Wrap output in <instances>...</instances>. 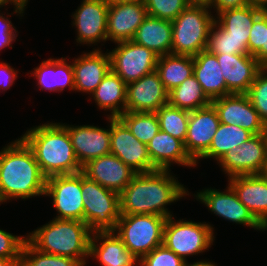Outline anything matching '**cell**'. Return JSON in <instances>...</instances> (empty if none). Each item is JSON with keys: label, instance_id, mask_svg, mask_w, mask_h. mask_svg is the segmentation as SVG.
Masks as SVG:
<instances>
[{"label": "cell", "instance_id": "cell-1", "mask_svg": "<svg viewBox=\"0 0 267 266\" xmlns=\"http://www.w3.org/2000/svg\"><path fill=\"white\" fill-rule=\"evenodd\" d=\"M168 170L136 173L120 193V213L127 215L151 214L171 217L166 205L187 194Z\"/></svg>", "mask_w": 267, "mask_h": 266}, {"label": "cell", "instance_id": "cell-2", "mask_svg": "<svg viewBox=\"0 0 267 266\" xmlns=\"http://www.w3.org/2000/svg\"><path fill=\"white\" fill-rule=\"evenodd\" d=\"M46 177L32 150L21 139L0 151V203L11 198L45 196Z\"/></svg>", "mask_w": 267, "mask_h": 266}, {"label": "cell", "instance_id": "cell-3", "mask_svg": "<svg viewBox=\"0 0 267 266\" xmlns=\"http://www.w3.org/2000/svg\"><path fill=\"white\" fill-rule=\"evenodd\" d=\"M21 139L32 150L46 178L82 171L76 159L70 135L62 124L39 125L29 129Z\"/></svg>", "mask_w": 267, "mask_h": 266}, {"label": "cell", "instance_id": "cell-4", "mask_svg": "<svg viewBox=\"0 0 267 266\" xmlns=\"http://www.w3.org/2000/svg\"><path fill=\"white\" fill-rule=\"evenodd\" d=\"M91 234L83 221L55 218L30 233L26 240L38 251L71 257L85 266Z\"/></svg>", "mask_w": 267, "mask_h": 266}, {"label": "cell", "instance_id": "cell-5", "mask_svg": "<svg viewBox=\"0 0 267 266\" xmlns=\"http://www.w3.org/2000/svg\"><path fill=\"white\" fill-rule=\"evenodd\" d=\"M203 6H188L172 21L171 54L195 56L207 48L215 17Z\"/></svg>", "mask_w": 267, "mask_h": 266}, {"label": "cell", "instance_id": "cell-6", "mask_svg": "<svg viewBox=\"0 0 267 266\" xmlns=\"http://www.w3.org/2000/svg\"><path fill=\"white\" fill-rule=\"evenodd\" d=\"M84 222L93 232L114 231L119 220L120 194L89 179L81 171Z\"/></svg>", "mask_w": 267, "mask_h": 266}, {"label": "cell", "instance_id": "cell-7", "mask_svg": "<svg viewBox=\"0 0 267 266\" xmlns=\"http://www.w3.org/2000/svg\"><path fill=\"white\" fill-rule=\"evenodd\" d=\"M166 217L151 214H121L114 232L139 260L163 245Z\"/></svg>", "mask_w": 267, "mask_h": 266}, {"label": "cell", "instance_id": "cell-8", "mask_svg": "<svg viewBox=\"0 0 267 266\" xmlns=\"http://www.w3.org/2000/svg\"><path fill=\"white\" fill-rule=\"evenodd\" d=\"M211 225L192 221L179 220L171 217L166 219L163 229V245L186 261V256L205 252L214 240Z\"/></svg>", "mask_w": 267, "mask_h": 266}, {"label": "cell", "instance_id": "cell-9", "mask_svg": "<svg viewBox=\"0 0 267 266\" xmlns=\"http://www.w3.org/2000/svg\"><path fill=\"white\" fill-rule=\"evenodd\" d=\"M109 52L111 70L126 84L136 81L156 70L158 55L132 40L118 42Z\"/></svg>", "mask_w": 267, "mask_h": 266}, {"label": "cell", "instance_id": "cell-10", "mask_svg": "<svg viewBox=\"0 0 267 266\" xmlns=\"http://www.w3.org/2000/svg\"><path fill=\"white\" fill-rule=\"evenodd\" d=\"M45 195L52 197L54 208L58 212L56 219L84 222L81 172L46 178Z\"/></svg>", "mask_w": 267, "mask_h": 266}, {"label": "cell", "instance_id": "cell-11", "mask_svg": "<svg viewBox=\"0 0 267 266\" xmlns=\"http://www.w3.org/2000/svg\"><path fill=\"white\" fill-rule=\"evenodd\" d=\"M107 119L110 121L111 154L136 173L157 170L151 162L147 145L137 140L119 117Z\"/></svg>", "mask_w": 267, "mask_h": 266}, {"label": "cell", "instance_id": "cell-12", "mask_svg": "<svg viewBox=\"0 0 267 266\" xmlns=\"http://www.w3.org/2000/svg\"><path fill=\"white\" fill-rule=\"evenodd\" d=\"M218 163L229 178L263 174L267 165V142L264 133L253 135L241 146L228 151Z\"/></svg>", "mask_w": 267, "mask_h": 266}, {"label": "cell", "instance_id": "cell-13", "mask_svg": "<svg viewBox=\"0 0 267 266\" xmlns=\"http://www.w3.org/2000/svg\"><path fill=\"white\" fill-rule=\"evenodd\" d=\"M219 121L223 124L237 125L253 135L262 134L266 125L254 109L247 94L232 93L211 101Z\"/></svg>", "mask_w": 267, "mask_h": 266}, {"label": "cell", "instance_id": "cell-14", "mask_svg": "<svg viewBox=\"0 0 267 266\" xmlns=\"http://www.w3.org/2000/svg\"><path fill=\"white\" fill-rule=\"evenodd\" d=\"M168 94L158 72L155 70L127 84V112H156L168 104Z\"/></svg>", "mask_w": 267, "mask_h": 266}, {"label": "cell", "instance_id": "cell-15", "mask_svg": "<svg viewBox=\"0 0 267 266\" xmlns=\"http://www.w3.org/2000/svg\"><path fill=\"white\" fill-rule=\"evenodd\" d=\"M226 192L217 189H205L197 193L196 198L203 202L210 211L220 217L254 229L265 227L253 216V214L238 199L232 187L228 184Z\"/></svg>", "mask_w": 267, "mask_h": 266}, {"label": "cell", "instance_id": "cell-16", "mask_svg": "<svg viewBox=\"0 0 267 266\" xmlns=\"http://www.w3.org/2000/svg\"><path fill=\"white\" fill-rule=\"evenodd\" d=\"M219 124L218 113L212 104L190 111L184 146L196 165L198 159L209 149Z\"/></svg>", "mask_w": 267, "mask_h": 266}, {"label": "cell", "instance_id": "cell-17", "mask_svg": "<svg viewBox=\"0 0 267 266\" xmlns=\"http://www.w3.org/2000/svg\"><path fill=\"white\" fill-rule=\"evenodd\" d=\"M147 16L144 0L109 5L107 39L115 43L132 40Z\"/></svg>", "mask_w": 267, "mask_h": 266}, {"label": "cell", "instance_id": "cell-18", "mask_svg": "<svg viewBox=\"0 0 267 266\" xmlns=\"http://www.w3.org/2000/svg\"><path fill=\"white\" fill-rule=\"evenodd\" d=\"M215 55L226 81L227 95L246 94L263 66L250 54Z\"/></svg>", "mask_w": 267, "mask_h": 266}, {"label": "cell", "instance_id": "cell-19", "mask_svg": "<svg viewBox=\"0 0 267 266\" xmlns=\"http://www.w3.org/2000/svg\"><path fill=\"white\" fill-rule=\"evenodd\" d=\"M109 5L104 0H83L73 15L77 28V42L93 44L107 41V17Z\"/></svg>", "mask_w": 267, "mask_h": 266}, {"label": "cell", "instance_id": "cell-20", "mask_svg": "<svg viewBox=\"0 0 267 266\" xmlns=\"http://www.w3.org/2000/svg\"><path fill=\"white\" fill-rule=\"evenodd\" d=\"M68 131L77 161L83 167L89 161L111 153L110 128L97 126H69L62 124Z\"/></svg>", "mask_w": 267, "mask_h": 266}, {"label": "cell", "instance_id": "cell-21", "mask_svg": "<svg viewBox=\"0 0 267 266\" xmlns=\"http://www.w3.org/2000/svg\"><path fill=\"white\" fill-rule=\"evenodd\" d=\"M82 172L89 179L118 194L126 188L136 174L111 153L89 161L82 167Z\"/></svg>", "mask_w": 267, "mask_h": 266}, {"label": "cell", "instance_id": "cell-22", "mask_svg": "<svg viewBox=\"0 0 267 266\" xmlns=\"http://www.w3.org/2000/svg\"><path fill=\"white\" fill-rule=\"evenodd\" d=\"M240 202L267 230V178L263 174L229 178Z\"/></svg>", "mask_w": 267, "mask_h": 266}, {"label": "cell", "instance_id": "cell-23", "mask_svg": "<svg viewBox=\"0 0 267 266\" xmlns=\"http://www.w3.org/2000/svg\"><path fill=\"white\" fill-rule=\"evenodd\" d=\"M72 68L75 90L92 94L111 70L110 55L94 49L76 58Z\"/></svg>", "mask_w": 267, "mask_h": 266}, {"label": "cell", "instance_id": "cell-24", "mask_svg": "<svg viewBox=\"0 0 267 266\" xmlns=\"http://www.w3.org/2000/svg\"><path fill=\"white\" fill-rule=\"evenodd\" d=\"M153 166L158 170H169L171 163L195 166L196 162L186 152L184 142L168 133L159 131L147 144Z\"/></svg>", "mask_w": 267, "mask_h": 266}, {"label": "cell", "instance_id": "cell-25", "mask_svg": "<svg viewBox=\"0 0 267 266\" xmlns=\"http://www.w3.org/2000/svg\"><path fill=\"white\" fill-rule=\"evenodd\" d=\"M89 256L97 258L102 266H134L139 261L114 231L93 232Z\"/></svg>", "mask_w": 267, "mask_h": 266}, {"label": "cell", "instance_id": "cell-26", "mask_svg": "<svg viewBox=\"0 0 267 266\" xmlns=\"http://www.w3.org/2000/svg\"><path fill=\"white\" fill-rule=\"evenodd\" d=\"M193 63V75L211 101L227 95L226 81L215 54L202 50L193 56Z\"/></svg>", "mask_w": 267, "mask_h": 266}, {"label": "cell", "instance_id": "cell-27", "mask_svg": "<svg viewBox=\"0 0 267 266\" xmlns=\"http://www.w3.org/2000/svg\"><path fill=\"white\" fill-rule=\"evenodd\" d=\"M132 41L158 56L171 54L172 22L148 15L138 27Z\"/></svg>", "mask_w": 267, "mask_h": 266}, {"label": "cell", "instance_id": "cell-28", "mask_svg": "<svg viewBox=\"0 0 267 266\" xmlns=\"http://www.w3.org/2000/svg\"><path fill=\"white\" fill-rule=\"evenodd\" d=\"M126 93L127 84L110 70L92 96L99 108L110 110L109 117L116 118L125 112Z\"/></svg>", "mask_w": 267, "mask_h": 266}, {"label": "cell", "instance_id": "cell-29", "mask_svg": "<svg viewBox=\"0 0 267 266\" xmlns=\"http://www.w3.org/2000/svg\"><path fill=\"white\" fill-rule=\"evenodd\" d=\"M265 7L255 3L240 8H230L219 12L215 21L235 39H244L247 43L255 18ZM218 19V20H216Z\"/></svg>", "mask_w": 267, "mask_h": 266}, {"label": "cell", "instance_id": "cell-30", "mask_svg": "<svg viewBox=\"0 0 267 266\" xmlns=\"http://www.w3.org/2000/svg\"><path fill=\"white\" fill-rule=\"evenodd\" d=\"M32 74L37 78L41 90L61 92L66 86L75 90L72 64L66 63L65 58L43 61Z\"/></svg>", "mask_w": 267, "mask_h": 266}, {"label": "cell", "instance_id": "cell-31", "mask_svg": "<svg viewBox=\"0 0 267 266\" xmlns=\"http://www.w3.org/2000/svg\"><path fill=\"white\" fill-rule=\"evenodd\" d=\"M156 71L166 90L170 92L193 75V56L174 54L159 56Z\"/></svg>", "mask_w": 267, "mask_h": 266}, {"label": "cell", "instance_id": "cell-32", "mask_svg": "<svg viewBox=\"0 0 267 266\" xmlns=\"http://www.w3.org/2000/svg\"><path fill=\"white\" fill-rule=\"evenodd\" d=\"M252 136L251 132L240 126L220 123L209 149L200 159L215 158L219 162L228 151L241 146Z\"/></svg>", "mask_w": 267, "mask_h": 266}, {"label": "cell", "instance_id": "cell-33", "mask_svg": "<svg viewBox=\"0 0 267 266\" xmlns=\"http://www.w3.org/2000/svg\"><path fill=\"white\" fill-rule=\"evenodd\" d=\"M168 104L183 110L195 111L209 106L211 100L205 95L195 76L192 75L169 92Z\"/></svg>", "mask_w": 267, "mask_h": 266}, {"label": "cell", "instance_id": "cell-34", "mask_svg": "<svg viewBox=\"0 0 267 266\" xmlns=\"http://www.w3.org/2000/svg\"><path fill=\"white\" fill-rule=\"evenodd\" d=\"M133 136L144 144H148L160 131L156 112H127L119 116Z\"/></svg>", "mask_w": 267, "mask_h": 266}, {"label": "cell", "instance_id": "cell-35", "mask_svg": "<svg viewBox=\"0 0 267 266\" xmlns=\"http://www.w3.org/2000/svg\"><path fill=\"white\" fill-rule=\"evenodd\" d=\"M160 130L185 142L190 111L166 104L156 111Z\"/></svg>", "mask_w": 267, "mask_h": 266}, {"label": "cell", "instance_id": "cell-36", "mask_svg": "<svg viewBox=\"0 0 267 266\" xmlns=\"http://www.w3.org/2000/svg\"><path fill=\"white\" fill-rule=\"evenodd\" d=\"M206 49L213 54H249L248 43L231 37L216 21L210 29Z\"/></svg>", "mask_w": 267, "mask_h": 266}, {"label": "cell", "instance_id": "cell-37", "mask_svg": "<svg viewBox=\"0 0 267 266\" xmlns=\"http://www.w3.org/2000/svg\"><path fill=\"white\" fill-rule=\"evenodd\" d=\"M19 266H82L76 259L38 251L27 240L21 250Z\"/></svg>", "mask_w": 267, "mask_h": 266}, {"label": "cell", "instance_id": "cell-38", "mask_svg": "<svg viewBox=\"0 0 267 266\" xmlns=\"http://www.w3.org/2000/svg\"><path fill=\"white\" fill-rule=\"evenodd\" d=\"M248 51L263 67H267V8L255 18L252 24Z\"/></svg>", "mask_w": 267, "mask_h": 266}, {"label": "cell", "instance_id": "cell-39", "mask_svg": "<svg viewBox=\"0 0 267 266\" xmlns=\"http://www.w3.org/2000/svg\"><path fill=\"white\" fill-rule=\"evenodd\" d=\"M267 67H263L246 93L260 118L267 126Z\"/></svg>", "mask_w": 267, "mask_h": 266}, {"label": "cell", "instance_id": "cell-40", "mask_svg": "<svg viewBox=\"0 0 267 266\" xmlns=\"http://www.w3.org/2000/svg\"><path fill=\"white\" fill-rule=\"evenodd\" d=\"M151 17L173 21L189 5L186 0H144Z\"/></svg>", "mask_w": 267, "mask_h": 266}, {"label": "cell", "instance_id": "cell-41", "mask_svg": "<svg viewBox=\"0 0 267 266\" xmlns=\"http://www.w3.org/2000/svg\"><path fill=\"white\" fill-rule=\"evenodd\" d=\"M138 263L140 266H184L187 261L161 245L143 256Z\"/></svg>", "mask_w": 267, "mask_h": 266}, {"label": "cell", "instance_id": "cell-42", "mask_svg": "<svg viewBox=\"0 0 267 266\" xmlns=\"http://www.w3.org/2000/svg\"><path fill=\"white\" fill-rule=\"evenodd\" d=\"M26 237L12 235L0 229V257L20 258Z\"/></svg>", "mask_w": 267, "mask_h": 266}, {"label": "cell", "instance_id": "cell-43", "mask_svg": "<svg viewBox=\"0 0 267 266\" xmlns=\"http://www.w3.org/2000/svg\"><path fill=\"white\" fill-rule=\"evenodd\" d=\"M15 32V33H14ZM17 30L13 28L11 21L8 17L5 18L3 15H0V50L10 46L11 42L15 41L17 37Z\"/></svg>", "mask_w": 267, "mask_h": 266}, {"label": "cell", "instance_id": "cell-44", "mask_svg": "<svg viewBox=\"0 0 267 266\" xmlns=\"http://www.w3.org/2000/svg\"><path fill=\"white\" fill-rule=\"evenodd\" d=\"M17 71L7 63L0 62V88L6 91L17 78Z\"/></svg>", "mask_w": 267, "mask_h": 266}, {"label": "cell", "instance_id": "cell-45", "mask_svg": "<svg viewBox=\"0 0 267 266\" xmlns=\"http://www.w3.org/2000/svg\"><path fill=\"white\" fill-rule=\"evenodd\" d=\"M252 3L251 0H214L213 7L216 8V13L230 9V8H240Z\"/></svg>", "mask_w": 267, "mask_h": 266}, {"label": "cell", "instance_id": "cell-46", "mask_svg": "<svg viewBox=\"0 0 267 266\" xmlns=\"http://www.w3.org/2000/svg\"><path fill=\"white\" fill-rule=\"evenodd\" d=\"M9 2L15 5V13L21 15L24 12L25 6H27L26 4L28 0H0V7L4 6L5 4L7 5V3L9 4Z\"/></svg>", "mask_w": 267, "mask_h": 266}, {"label": "cell", "instance_id": "cell-47", "mask_svg": "<svg viewBox=\"0 0 267 266\" xmlns=\"http://www.w3.org/2000/svg\"><path fill=\"white\" fill-rule=\"evenodd\" d=\"M189 6H203L212 8L214 0H186Z\"/></svg>", "mask_w": 267, "mask_h": 266}, {"label": "cell", "instance_id": "cell-48", "mask_svg": "<svg viewBox=\"0 0 267 266\" xmlns=\"http://www.w3.org/2000/svg\"><path fill=\"white\" fill-rule=\"evenodd\" d=\"M20 258L0 257V266H19Z\"/></svg>", "mask_w": 267, "mask_h": 266}, {"label": "cell", "instance_id": "cell-49", "mask_svg": "<svg viewBox=\"0 0 267 266\" xmlns=\"http://www.w3.org/2000/svg\"><path fill=\"white\" fill-rule=\"evenodd\" d=\"M184 266H216V264H214L212 262H207V261H198V262L193 263V264L186 263Z\"/></svg>", "mask_w": 267, "mask_h": 266}, {"label": "cell", "instance_id": "cell-50", "mask_svg": "<svg viewBox=\"0 0 267 266\" xmlns=\"http://www.w3.org/2000/svg\"><path fill=\"white\" fill-rule=\"evenodd\" d=\"M108 5H113L117 3H125V2H131L135 0H104Z\"/></svg>", "mask_w": 267, "mask_h": 266}, {"label": "cell", "instance_id": "cell-51", "mask_svg": "<svg viewBox=\"0 0 267 266\" xmlns=\"http://www.w3.org/2000/svg\"><path fill=\"white\" fill-rule=\"evenodd\" d=\"M251 2L267 8V0H251Z\"/></svg>", "mask_w": 267, "mask_h": 266}, {"label": "cell", "instance_id": "cell-52", "mask_svg": "<svg viewBox=\"0 0 267 266\" xmlns=\"http://www.w3.org/2000/svg\"><path fill=\"white\" fill-rule=\"evenodd\" d=\"M263 175L267 178V165H266V167H265V170H264V172H263Z\"/></svg>", "mask_w": 267, "mask_h": 266}, {"label": "cell", "instance_id": "cell-53", "mask_svg": "<svg viewBox=\"0 0 267 266\" xmlns=\"http://www.w3.org/2000/svg\"><path fill=\"white\" fill-rule=\"evenodd\" d=\"M264 135H265L266 142H267V127H266V130H265V132H264Z\"/></svg>", "mask_w": 267, "mask_h": 266}]
</instances>
